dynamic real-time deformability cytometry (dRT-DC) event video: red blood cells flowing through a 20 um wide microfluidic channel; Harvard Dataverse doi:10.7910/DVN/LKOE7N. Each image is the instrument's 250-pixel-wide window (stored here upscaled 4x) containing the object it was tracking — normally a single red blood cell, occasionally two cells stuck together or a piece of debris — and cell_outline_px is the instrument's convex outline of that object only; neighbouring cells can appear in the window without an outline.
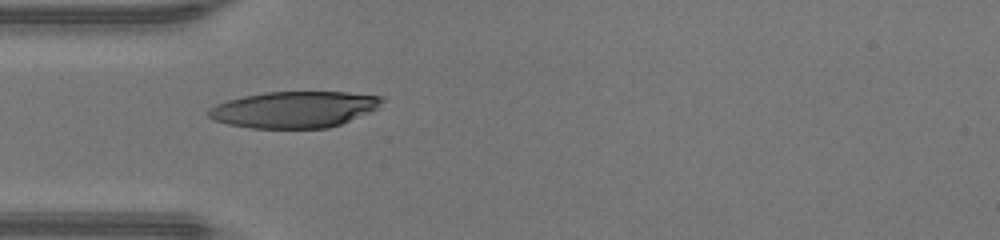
{"species": "human", "species_latin": "Homo sapiens", "temperature_condition": "warm", "stored_images_in_passage": 33, "camera_frame_rate_fps": 3000, "um_per_image_px": 0.085, "donor": {"sex": "male"}, "frame": {"image": 1, "passage_image": 1, "time_ms": 0.0, "image_size_px": [1000, 240], "cell_outline_px": [[384, 100], [376, 108], [368, 112], [340, 124], [328, 128], [252, 128], [228, 124], [216, 120], [208, 116], [208, 108], [216, 104], [228, 100], [244, 96], [264, 92], [348, 92], [384, 96]], "centroid_in_image_um": [25.0, 9.3], "position_along_channel_um": 60.0, "area_um2": 36.53}}
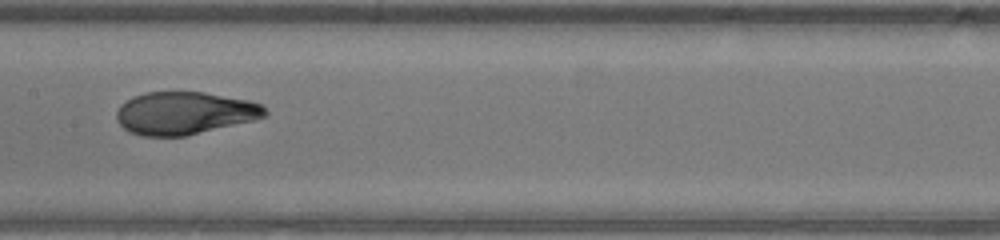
{"frame": {"image": 2, "passage_image": 10, "time_ms": 3.0, "image_size_px": [1000, 240], "cell_outline_px": [[268, 116], [252, 120], [184, 136], [140, 136], [128, 132], [116, 120], [116, 112], [120, 104], [132, 96], [144, 92], [204, 92], [248, 100], [260, 104], [268, 112]], "centroid_in_image_um": [15.63, 9.61], "position_along_channel_um": 191.8, "area_um2": 36.88}}
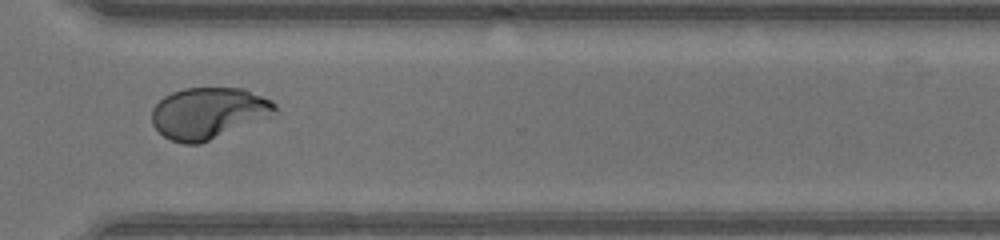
{"frame": {"image": 3, "passage_image": 21, "time_ms": 6.667, "image_size_px": [1000, 240], "cell_outline_px": [[276, 108], [268, 116], [200, 144], [184, 144], [172, 140], [164, 136], [152, 124], [152, 108], [164, 96], [172, 92], [184, 88], [244, 88], [272, 100], [276, 104]], "centroid_in_image_um": [17.67, 9.6], "position_along_channel_um": 352.9, "area_um2": 36.36}, "authors_computed_cell_mechanics": {"area_um2": 37.57, "velocity_mm_per_s": 4.409, "shape_relaxation_time_tau1_ms": 5.8565, "shape_relaxation_time_tau2_ms": null, "deformation_change_tau1": 0.2872, "deformation_change_tau2": null}}